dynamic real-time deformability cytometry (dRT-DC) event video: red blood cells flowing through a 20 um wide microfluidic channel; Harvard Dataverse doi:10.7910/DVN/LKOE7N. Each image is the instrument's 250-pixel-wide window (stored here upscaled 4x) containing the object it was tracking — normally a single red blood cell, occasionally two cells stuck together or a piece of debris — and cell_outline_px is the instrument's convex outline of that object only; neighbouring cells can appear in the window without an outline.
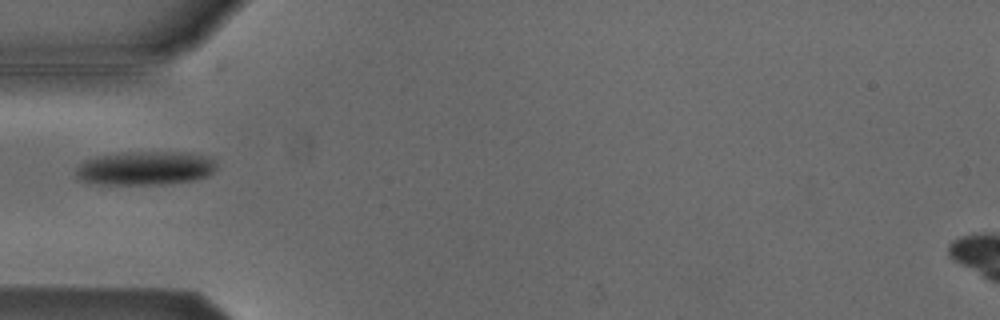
{"species": "Egyptian fruit bat (a non-hibernating species)", "species_latin": "Rousettus aegyptiacus", "temperature_condition": "cold", "stored_images_in_passage": 1, "camera_frame_rate_fps": 3000, "um_per_image_px": 0.085, "animal": {"sex": "male"}, "frame": {"image": 1, "passage_image": 1, "time_ms": 0.0, "image_size_px": [1000, 320], "cell_outline_px": [[216, 168], [208, 176], [196, 180], [164, 184], [104, 184], [80, 180], [76, 176], [76, 168], [84, 160], [96, 156], [128, 152], [188, 152], [212, 156], [216, 160]], "centroid_in_image_um": [12.41, 14.28], "position_along_channel_um": 72.6, "area_um2": 27.98}}